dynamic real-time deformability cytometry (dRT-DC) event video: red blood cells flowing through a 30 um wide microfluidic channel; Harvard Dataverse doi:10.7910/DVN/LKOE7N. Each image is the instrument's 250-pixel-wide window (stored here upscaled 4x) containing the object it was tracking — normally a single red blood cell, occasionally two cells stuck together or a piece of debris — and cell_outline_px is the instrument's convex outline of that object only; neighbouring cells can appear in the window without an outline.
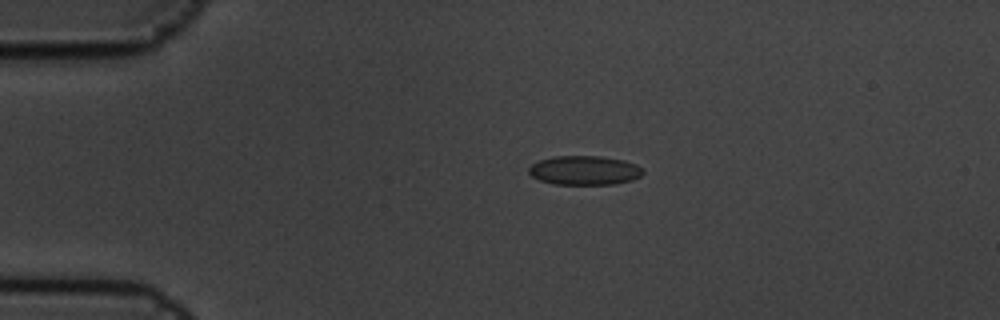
{"species": "common noctule bat (a hibernating species)", "species_latin": "Nyctalus noctula", "temperature_condition": "cold", "stored_images_in_passage": 15, "camera_frame_rate_fps": 3000, "um_per_image_px": 0.085, "animal": {"sex": "male", "body_mass_g": 19.5, "forearm_length_mm": 54.6}, "frame": {"image": 1, "passage_image": 2, "time_ms": 0.333, "image_size_px": [1000, 320], "cell_outline_px": [[644, 172], [640, 176], [632, 180], [616, 184], [552, 184], [540, 180], [532, 176], [528, 172], [528, 168], [532, 164], [540, 160], [552, 156], [600, 156], [624, 160], [636, 164]], "centroid_in_image_um": [49.67, 14.48], "position_along_channel_um": 35.3, "area_um2": 19.42}}
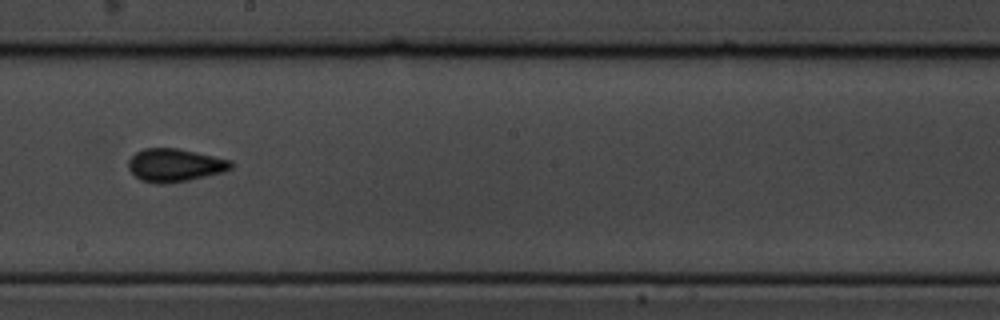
{"frame": {"image": 2, "passage_image": 8, "time_ms": 2.333, "image_size_px": [1000, 320], "cell_outline_px": [[232, 168], [224, 172], [188, 180], [164, 184], [156, 184], [140, 180], [128, 168], [128, 160], [136, 152], [144, 148], [176, 148], [196, 152], [232, 160]], "centroid_in_image_um": [14.86, 14.04], "position_along_channel_um": 233.3, "area_um2": 19.77}}
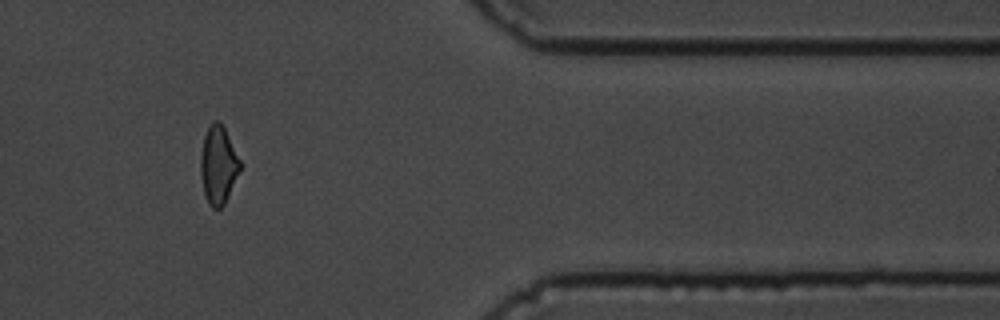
{"frame": {"image": 3, "passage_image": 12, "time_ms": 3.667, "image_size_px": [1000, 320], "cell_outline_px": [[240, 168], [228, 196], [224, 204], [220, 208], [212, 208], [208, 204], [204, 196], [200, 172], [200, 156], [204, 136], [212, 120], [220, 120], [224, 124], [240, 160]], "centroid_in_image_um": [18.53, 13.98], "position_along_channel_um": 392.9, "area_um2": 18.09}}